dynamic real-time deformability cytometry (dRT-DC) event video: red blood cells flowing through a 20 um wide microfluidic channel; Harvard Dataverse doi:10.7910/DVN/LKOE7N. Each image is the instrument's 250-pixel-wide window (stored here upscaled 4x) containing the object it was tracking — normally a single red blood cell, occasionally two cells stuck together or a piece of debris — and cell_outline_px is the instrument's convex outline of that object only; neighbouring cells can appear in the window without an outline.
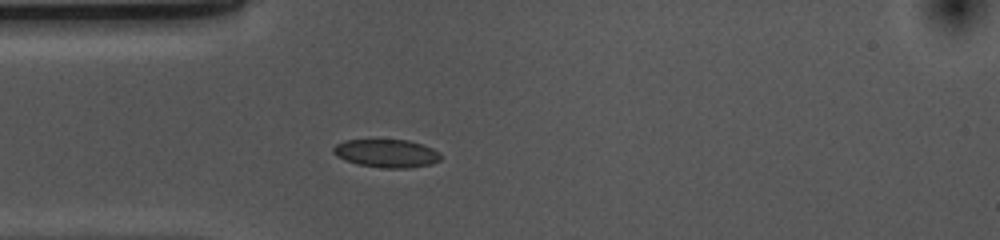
{"species": "common noctule bat (a hibernating species)", "species_latin": "Nyctalus noctula", "temperature_condition": "cold", "stored_images_in_passage": 40, "camera_frame_rate_fps": 3000, "um_per_image_px": 0.085, "animal": {"sex": "female", "body_mass_g": 10.0, "forearm_length_mm": 53.1}, "frame": {"image": 1, "passage_image": 1, "time_ms": 0.0, "image_size_px": [1000, 240], "cell_outline_px": [[440, 160], [432, 164], [408, 168], [384, 168], [360, 164], [344, 160], [336, 156], [332, 152], [332, 148], [336, 144], [344, 140], [408, 140], [432, 148], [440, 152]], "centroid_in_image_um": [32.84, 13.03], "position_along_channel_um": 52.2, "area_um2": 17.57}}
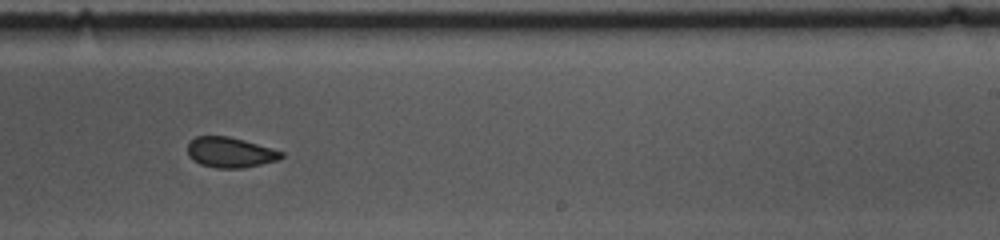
{"frame": {"image": 2, "passage_image": 19, "time_ms": 6.0, "image_size_px": [1000, 240], "cell_outline_px": [[284, 156], [280, 160], [244, 168], [216, 168], [200, 164], [192, 160], [188, 156], [188, 144], [196, 136], [228, 136], [244, 140], [272, 148], [284, 152]], "centroid_in_image_um": [19.59, 12.96], "position_along_channel_um": 269.4, "area_um2": 16.7}}
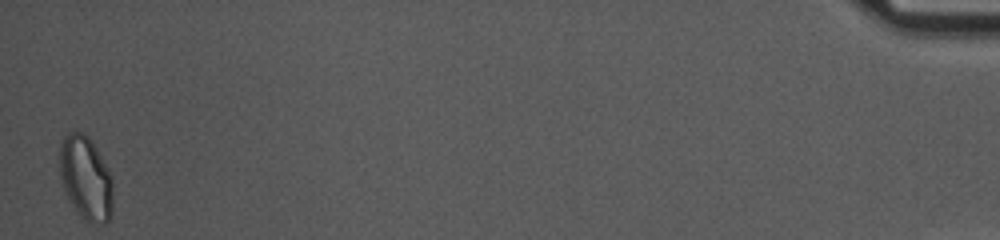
{"frame": {"image": 3, "passage_image": 40, "time_ms": 13.0, "image_size_px": [1000, 240], "cell_outline_px": [[112, 212], [108, 224], [92, 224], [84, 220], [76, 212], [64, 188], [60, 172], [60, 140], [64, 136], [72, 132], [84, 132], [88, 136], [96, 148], [108, 168], [112, 176]], "centroid_in_image_um": [7.32, 15.17], "position_along_channel_um": 427.9, "area_um2": 26.13}, "authors_computed_cell_mechanics": {"area_um2": 17.629, "velocity_mm_per_s": 3.6825, "shape_relaxation_time_tau1_ms": 3.0277, "shape_relaxation_time_tau2_ms": 1.5205, "deformation_change_tau1": 0.0651, "deformation_change_tau2": 0.0572}}